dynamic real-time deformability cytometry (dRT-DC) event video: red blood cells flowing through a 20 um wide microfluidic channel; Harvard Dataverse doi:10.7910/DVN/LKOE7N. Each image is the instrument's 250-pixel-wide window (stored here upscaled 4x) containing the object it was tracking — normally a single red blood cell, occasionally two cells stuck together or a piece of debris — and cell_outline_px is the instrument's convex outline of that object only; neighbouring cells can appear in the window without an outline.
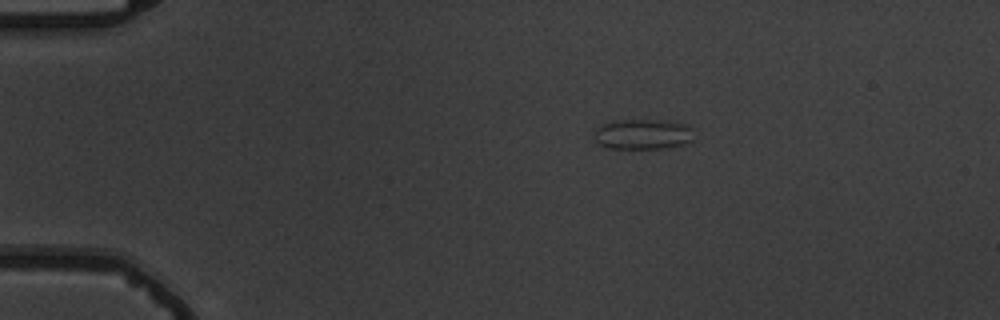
{"species": "common noctule bat (a hibernating species)", "species_latin": "Nyctalus noctula", "temperature_condition": "warm", "stored_images_in_passage": 45, "camera_frame_rate_fps": 3000, "um_per_image_px": 0.085, "animal": {"sex": "male", "body_mass_g": 19.5, "forearm_length_mm": 54.6}, "frame": {"image": 1, "passage_image": 1, "time_ms": 0.0, "image_size_px": [1000, 320], "cell_outline_px": [[692, 140], [688, 144], [664, 148], [612, 148], [596, 144], [592, 136], [592, 132], [596, 128], [612, 120], [660, 120], [684, 124], [692, 128]], "centroid_in_image_um": [54.59, 11.41], "position_along_channel_um": 30.4, "area_um2": 17.8}}
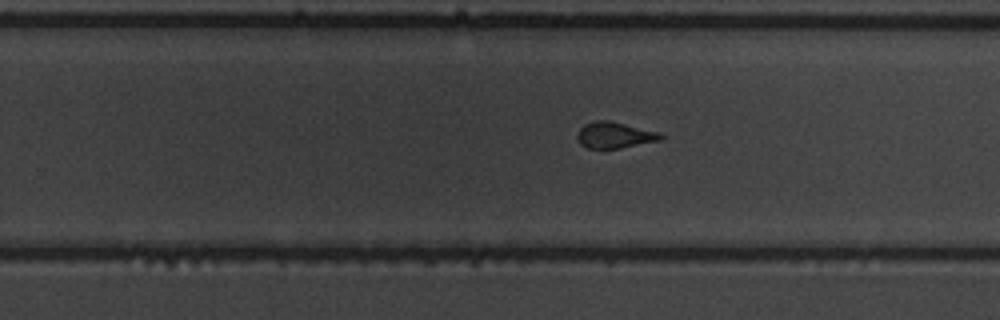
{"frame": {"image": 2, "passage_image": 26, "time_ms": 8.333, "image_size_px": [1000, 320], "cell_outline_px": [[664, 140], [620, 148], [588, 148], [580, 144], [576, 136], [580, 128], [584, 124], [596, 120], [608, 120], [660, 132], [664, 136]], "centroid_in_image_um": [52.27, 11.48], "position_along_channel_um": 277.5, "area_um2": 12.83}}
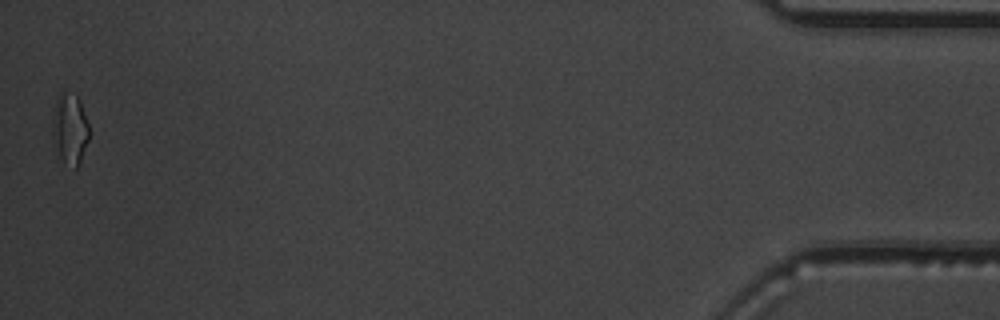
{"frame": {"image": 3, "passage_image": 45, "time_ms": 14.667, "image_size_px": [1000, 320], "cell_outline_px": [[92, 132], [80, 160], [76, 168], [64, 164], [60, 156], [52, 136], [52, 120], [56, 100], [60, 92], [64, 88], [76, 96], [80, 100]], "centroid_in_image_um": [5.96, 10.9], "position_along_channel_um": 429.2, "area_um2": 15.43}, "authors_computed_cell_mechanics": {"area_um2": 13.2362, "velocity_mm_per_s": 3.7341, "shape_relaxation_time_tau1_ms": 8.1404, "shape_relaxation_time_tau2_ms": 0.78, "deformation_change_tau1": 0.1375, "deformation_change_tau2": 0.0753}}